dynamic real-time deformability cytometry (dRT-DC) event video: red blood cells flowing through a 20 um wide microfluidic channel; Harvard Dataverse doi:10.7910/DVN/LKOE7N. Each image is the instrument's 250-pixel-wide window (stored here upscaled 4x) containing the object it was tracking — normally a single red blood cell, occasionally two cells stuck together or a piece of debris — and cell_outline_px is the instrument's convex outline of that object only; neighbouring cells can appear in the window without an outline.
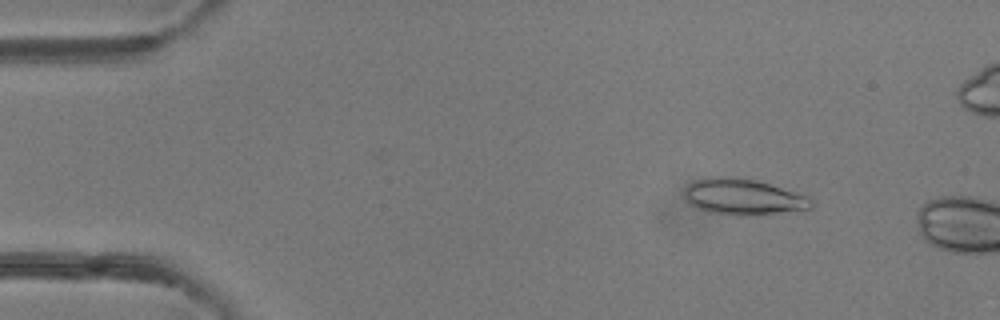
{"species": "common noctule bat (a hibernating species)", "species_latin": "Nyctalus noctula", "temperature_condition": "room temperature", "stored_images_in_passage": 9, "camera_frame_rate_fps": 3000, "um_per_image_px": 0.085, "animal": {"sex": "female"}, "frame": {"image": 1, "passage_image": 6, "time_ms": 1.667, "image_size_px": [1000, 320], "cell_outline_px": [[816, 204], [812, 208], [756, 216], [736, 216], [708, 212], [696, 208], [688, 204], [684, 196], [688, 184], [696, 180], [708, 176], [736, 176], [756, 180], [808, 196]], "centroid_in_image_um": [63.16, 16.74], "position_along_channel_um": 21.8, "area_um2": 27.17}}